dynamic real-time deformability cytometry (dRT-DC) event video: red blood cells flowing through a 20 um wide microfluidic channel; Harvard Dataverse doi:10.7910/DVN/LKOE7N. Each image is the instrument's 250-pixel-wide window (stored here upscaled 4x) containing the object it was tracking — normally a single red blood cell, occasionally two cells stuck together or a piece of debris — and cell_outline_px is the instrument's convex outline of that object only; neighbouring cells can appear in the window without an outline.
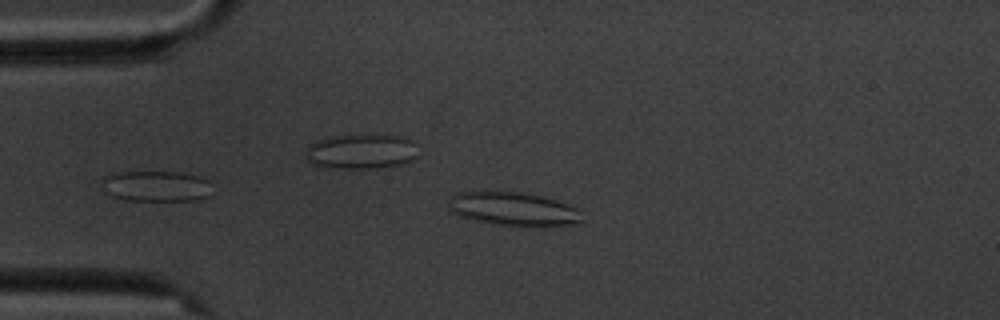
{"species": "common noctule bat (a hibernating species)", "species_latin": "Nyctalus noctula", "temperature_condition": "cold", "stored_images_in_passage": 3, "camera_frame_rate_fps": 3000, "um_per_image_px": 0.085, "animal": {"sex": "male", "body_mass_g": 20.1, "forearm_length_mm": 53.5}, "frame": {"image": 1, "passage_image": 2, "time_ms": 1.333, "image_size_px": [1000, 320], "cell_outline_px": [[584, 220], [580, 224], [500, 224], [472, 220], [460, 216], [452, 212], [448, 204], [448, 196], [456, 192], [480, 188], [484, 188], [528, 192], [544, 196], [580, 208]], "centroid_in_image_um": [43.55, 17.66], "position_along_channel_um": 41.4, "area_um2": 26.93}}